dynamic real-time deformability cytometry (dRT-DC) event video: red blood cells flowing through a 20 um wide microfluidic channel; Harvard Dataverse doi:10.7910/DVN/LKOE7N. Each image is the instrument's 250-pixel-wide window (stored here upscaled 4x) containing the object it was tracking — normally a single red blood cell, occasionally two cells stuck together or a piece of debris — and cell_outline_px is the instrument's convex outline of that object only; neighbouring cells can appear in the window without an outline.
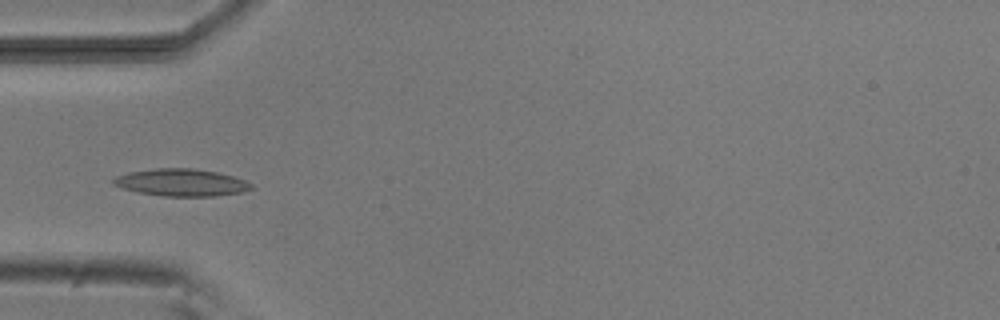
{"species": "common noctule bat (a hibernating species)", "species_latin": "Nyctalus noctula", "temperature_condition": "room temperature", "stored_images_in_passage": 6, "camera_frame_rate_fps": 3000, "um_per_image_px": 0.085, "animal": {"sex": "male", "body_mass_g": 20.5, "forearm_length_mm": 52.5}, "frame": {"image": 1, "passage_image": 4, "time_ms": 3.667, "image_size_px": [1000, 320], "cell_outline_px": [[252, 188], [240, 192], [216, 196], [164, 196], [136, 192], [120, 188], [112, 184], [112, 180], [116, 176], [128, 172], [156, 168], [192, 168], [216, 172], [232, 176], [244, 180], [252, 184]], "centroid_in_image_um": [15.35, 15.51], "position_along_channel_um": 69.7, "area_um2": 21.85}}
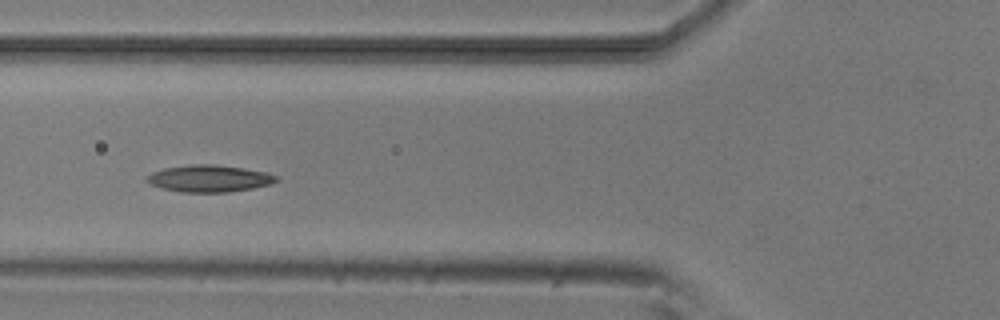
{"frame": {"image": 2, "passage_image": 5, "time_ms": 4.667, "image_size_px": [1000, 320], "cell_outline_px": [[280, 180], [272, 184], [252, 188], [228, 192], [180, 192], [164, 188], [152, 184], [144, 180], [152, 172], [164, 168], [192, 164], [212, 164], [244, 168], [264, 172], [276, 176]], "centroid_in_image_um": [17.8, 15.17], "position_along_channel_um": 108.0, "area_um2": 20.17}}
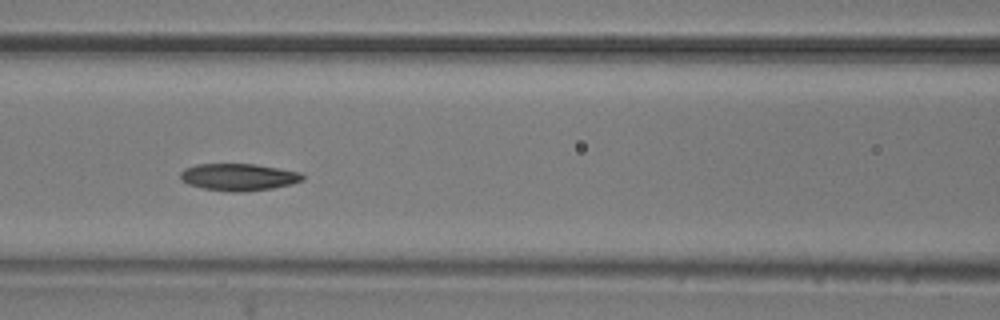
{"frame": {"image": 3, "passage_image": 6, "time_ms": 5.667, "image_size_px": [1000, 320], "cell_outline_px": [[304, 180], [292, 184], [272, 188], [240, 192], [228, 192], [204, 188], [188, 184], [180, 180], [180, 172], [184, 168], [196, 164], [256, 164], [300, 172], [304, 176]], "centroid_in_image_um": [20.26, 15.05], "position_along_channel_um": 146.3, "area_um2": 19.36}}